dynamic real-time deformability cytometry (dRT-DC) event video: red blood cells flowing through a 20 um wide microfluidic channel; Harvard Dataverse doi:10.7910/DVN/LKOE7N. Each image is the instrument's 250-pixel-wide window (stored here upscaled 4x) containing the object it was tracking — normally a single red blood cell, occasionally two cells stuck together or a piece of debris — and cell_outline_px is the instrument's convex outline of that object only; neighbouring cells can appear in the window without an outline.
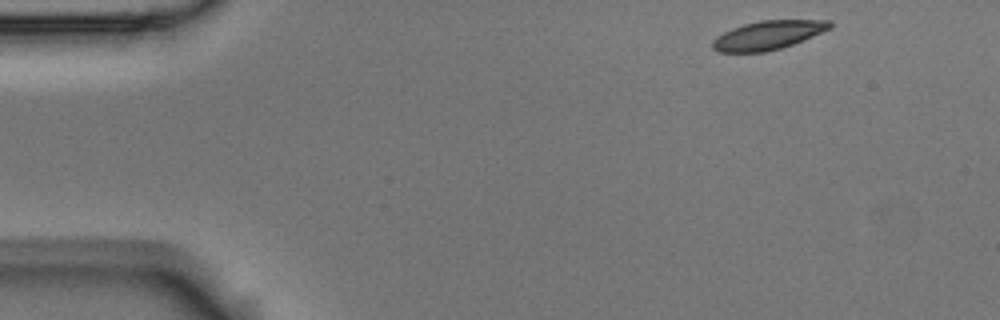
{"species": "Egyptian fruit bat (a non-hibernating species)", "species_latin": "Rousettus aegyptiacus", "temperature_condition": "room temperature", "stored_images_in_passage": 4, "camera_frame_rate_fps": 3000, "um_per_image_px": 0.085, "animal": {"sex": "male"}, "frame": {"image": 1, "passage_image": 1, "time_ms": 0.0, "image_size_px": [1000, 320], "cell_outline_px": [[832, 28], [792, 44], [780, 48], [764, 52], [720, 52], [712, 48], [712, 40], [716, 36], [732, 28], [744, 24], [760, 20], [832, 20]], "centroid_in_image_um": [65.27, 2.98], "position_along_channel_um": 19.7, "area_um2": 19.59}}
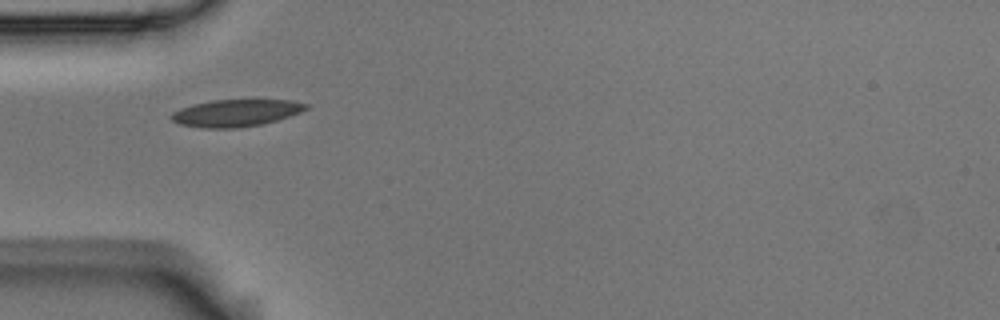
{"frame": {"image": 2, "passage_image": 4, "time_ms": 1.0, "image_size_px": [1000, 320], "cell_outline_px": [[308, 108], [300, 112], [276, 120], [260, 124], [236, 128], [204, 128], [180, 124], [172, 120], [168, 116], [172, 112], [180, 108], [192, 104], [212, 100], [292, 100], [308, 104]], "centroid_in_image_um": [20.01, 9.59], "position_along_channel_um": 65.0, "area_um2": 21.15}}